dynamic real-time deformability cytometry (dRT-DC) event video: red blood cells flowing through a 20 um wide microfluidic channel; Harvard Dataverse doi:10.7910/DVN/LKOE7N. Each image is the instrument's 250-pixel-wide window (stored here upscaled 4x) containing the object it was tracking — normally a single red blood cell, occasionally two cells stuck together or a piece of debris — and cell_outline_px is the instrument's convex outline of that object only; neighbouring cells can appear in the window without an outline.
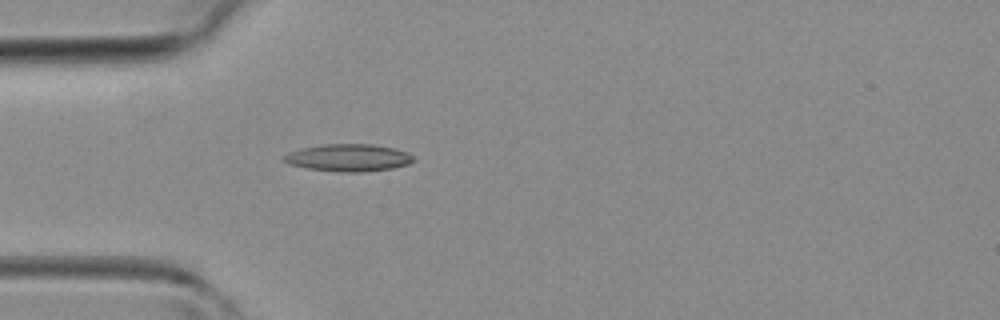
{"species": "common noctule bat (a hibernating species)", "species_latin": "Nyctalus noctula", "temperature_condition": "room temperature", "stored_images_in_passage": 40, "camera_frame_rate_fps": 3000, "um_per_image_px": 0.085, "animal": {"sex": "female", "body_mass_g": 19.3, "forearm_length_mm": 54.1}, "frame": {"image": 1, "passage_image": 11, "time_ms": 3.333, "image_size_px": [1000, 320], "cell_outline_px": [[416, 160], [408, 164], [392, 168], [360, 172], [336, 172], [308, 168], [288, 164], [280, 156], [288, 152], [304, 148], [324, 144], [372, 144], [396, 148], [408, 152]], "centroid_in_image_um": [29.62, 13.4], "position_along_channel_um": 55.4, "area_um2": 20.69}}
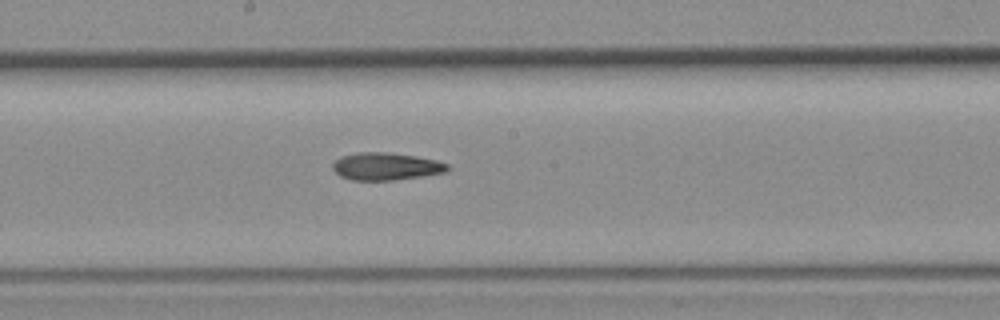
{"frame": {"image": 2, "passage_image": 21, "time_ms": 6.667, "image_size_px": [1000, 320], "cell_outline_px": [[448, 172], [424, 176], [392, 180], [352, 180], [340, 176], [332, 168], [332, 164], [340, 156], [360, 152], [388, 152], [416, 156], [436, 160], [448, 164]], "centroid_in_image_um": [32.81, 14.14], "position_along_channel_um": 215.4, "area_um2": 18.44}}
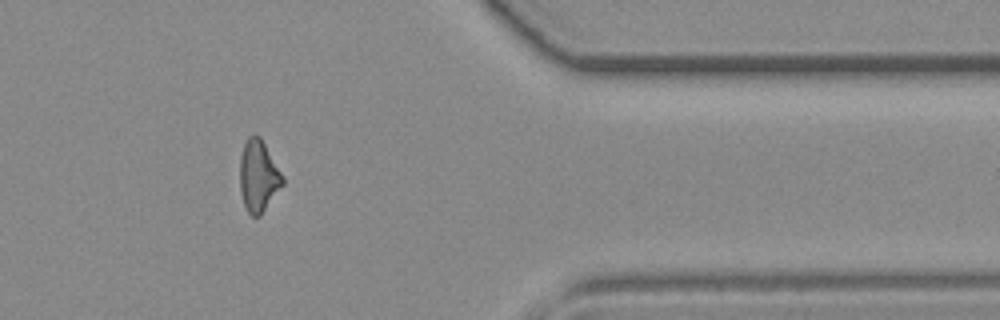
{"frame": {"image": 3, "passage_image": 33, "time_ms": 10.667, "image_size_px": [1000, 320], "cell_outline_px": [[284, 184], [260, 216], [252, 216], [248, 212], [244, 204], [240, 188], [240, 156], [244, 144], [248, 136], [260, 136], [284, 176]], "centroid_in_image_um": [21.98, 14.97], "position_along_channel_um": 389.4, "area_um2": 17.8}}